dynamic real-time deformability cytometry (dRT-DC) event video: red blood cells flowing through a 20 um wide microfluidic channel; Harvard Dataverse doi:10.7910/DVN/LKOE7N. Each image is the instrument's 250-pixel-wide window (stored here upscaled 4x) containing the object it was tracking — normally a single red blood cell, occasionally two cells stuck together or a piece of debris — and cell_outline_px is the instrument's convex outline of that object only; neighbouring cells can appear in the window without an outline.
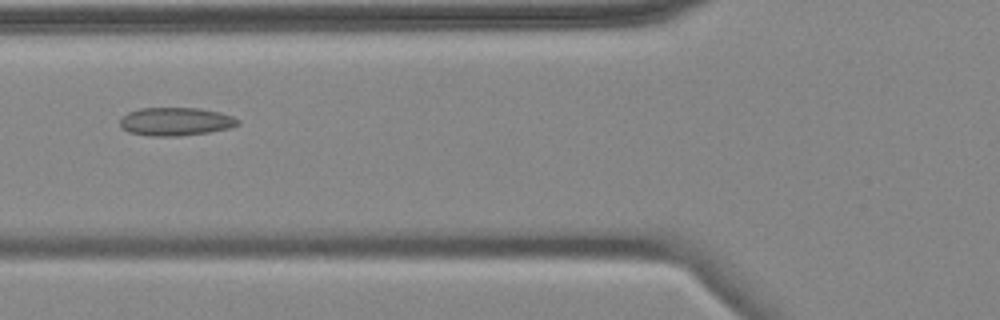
{"species": "common noctule bat (a hibernating species)", "species_latin": "Nyctalus noctula", "temperature_condition": "cold", "stored_images_in_passage": 7, "camera_frame_rate_fps": 3000, "um_per_image_px": 0.085, "animal": {"sex": "female", "body_mass_g": 18.4}, "frame": {"image": 1, "passage_image": 4, "time_ms": 3.333, "image_size_px": [1000, 320], "cell_outline_px": [[240, 124], [228, 128], [208, 132], [180, 136], [152, 136], [128, 132], [120, 128], [120, 116], [128, 112], [140, 108], [200, 108], [220, 112], [232, 116], [240, 120]], "centroid_in_image_um": [14.9, 10.33], "position_along_channel_um": 110.9, "area_um2": 19.54}}
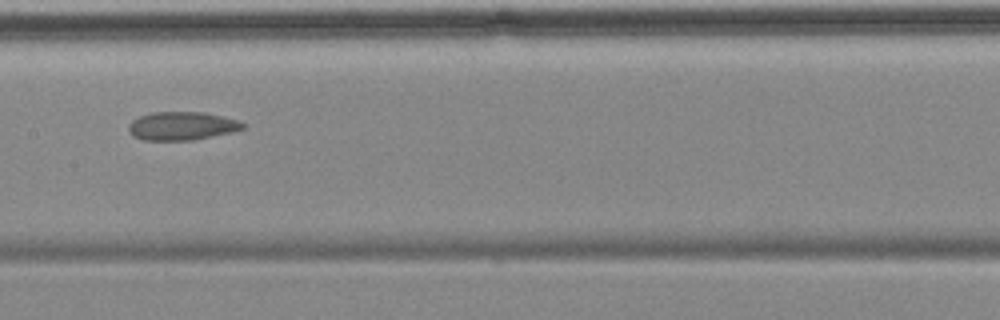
{"frame": {"image": 2, "passage_image": 6, "time_ms": 5.667, "image_size_px": [1000, 320], "cell_outline_px": [[244, 128], [232, 132], [192, 140], [144, 140], [132, 136], [128, 132], [128, 124], [132, 120], [140, 116], [152, 112], [204, 112], [240, 120], [244, 124]], "centroid_in_image_um": [15.43, 10.7], "position_along_channel_um": 192.0, "area_um2": 18.96}}
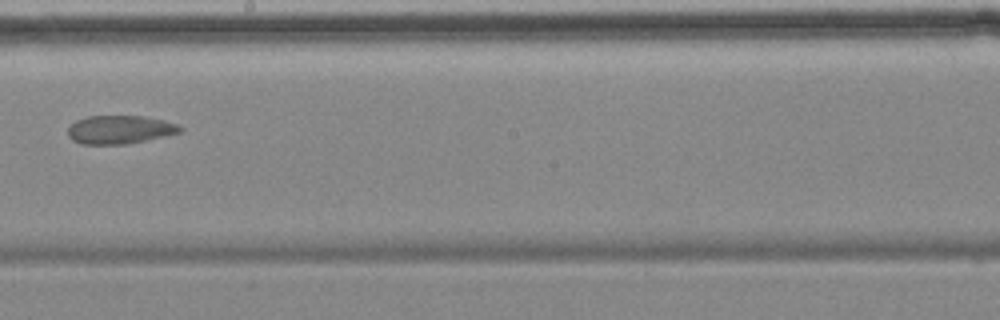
{"frame": {"image": 3, "passage_image": 7, "time_ms": 7.0, "image_size_px": [1000, 320], "cell_outline_px": [[184, 128], [180, 132], [164, 136], [124, 144], [80, 144], [72, 140], [68, 136], [68, 128], [76, 120], [88, 116], [144, 116], [164, 120], [180, 124]], "centroid_in_image_um": [10.19, 11.01], "position_along_channel_um": 238.0, "area_um2": 18.55}}